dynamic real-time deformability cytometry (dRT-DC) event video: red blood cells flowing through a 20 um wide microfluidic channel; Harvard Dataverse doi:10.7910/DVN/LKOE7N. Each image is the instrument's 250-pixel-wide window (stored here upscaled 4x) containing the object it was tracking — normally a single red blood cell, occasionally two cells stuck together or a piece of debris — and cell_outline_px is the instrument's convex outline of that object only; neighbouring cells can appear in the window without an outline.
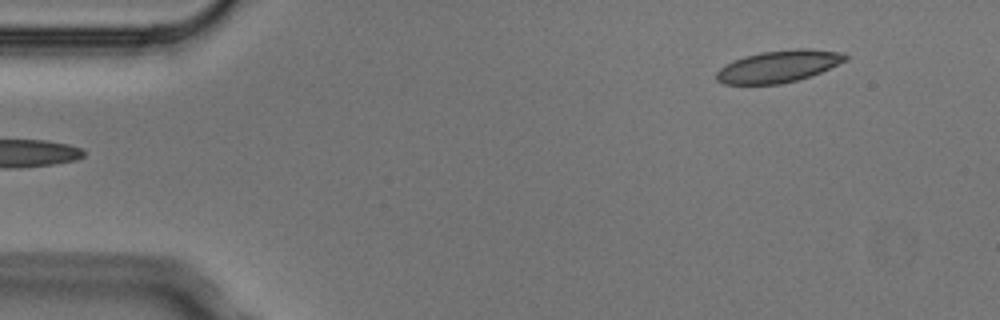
{"species": "Egyptian fruit bat (a non-hibernating species)", "species_latin": "Rousettus aegyptiacus", "temperature_condition": "cold", "stored_images_in_passage": 3, "segment_of_instrument_passage": [2, 2], "camera_frame_rate_fps": 3000, "um_per_image_px": 0.085, "animal": {"sex": "male"}, "frame": {"image": 1, "passage_image": 3, "time_ms": 0.667, "image_size_px": [1000, 320], "cell_outline_px": [[848, 60], [820, 72], [796, 80], [780, 84], [724, 84], [716, 80], [716, 72], [720, 68], [744, 56], [760, 52], [796, 48], [812, 48], [844, 52], [848, 56]], "centroid_in_image_um": [66.22, 5.62], "position_along_channel_um": 18.8, "area_um2": 24.04}}